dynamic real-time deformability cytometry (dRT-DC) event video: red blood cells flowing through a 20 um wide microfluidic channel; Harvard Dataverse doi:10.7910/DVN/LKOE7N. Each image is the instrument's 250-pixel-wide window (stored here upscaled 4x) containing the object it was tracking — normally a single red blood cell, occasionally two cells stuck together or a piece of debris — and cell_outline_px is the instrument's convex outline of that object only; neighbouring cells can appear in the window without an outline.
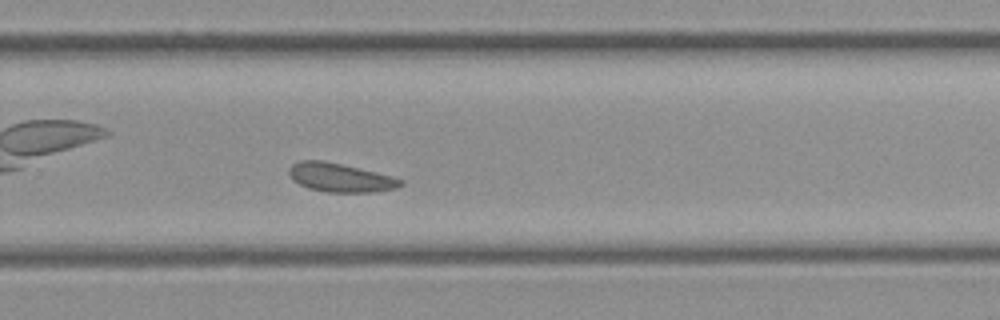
{"species": "common noctule bat (a hibernating species)", "species_latin": "Nyctalus noctula", "temperature_condition": "cold", "stored_images_in_passage": 28, "camera_frame_rate_fps": 3000, "um_per_image_px": 0.085, "animal": {"sex": "female", "body_mass_g": 21.9}, "frame": {"image": 1, "passage_image": 16, "time_ms": 5.0, "image_size_px": [1000, 320], "cell_outline_px": [[404, 184], [396, 188], [376, 192], [324, 192], [308, 188], [292, 180], [288, 172], [288, 168], [292, 164], [300, 160], [324, 160], [376, 172], [392, 176], [404, 180]], "centroid_in_image_um": [28.91, 15.09], "position_along_channel_um": 300.9, "area_um2": 18.84}}